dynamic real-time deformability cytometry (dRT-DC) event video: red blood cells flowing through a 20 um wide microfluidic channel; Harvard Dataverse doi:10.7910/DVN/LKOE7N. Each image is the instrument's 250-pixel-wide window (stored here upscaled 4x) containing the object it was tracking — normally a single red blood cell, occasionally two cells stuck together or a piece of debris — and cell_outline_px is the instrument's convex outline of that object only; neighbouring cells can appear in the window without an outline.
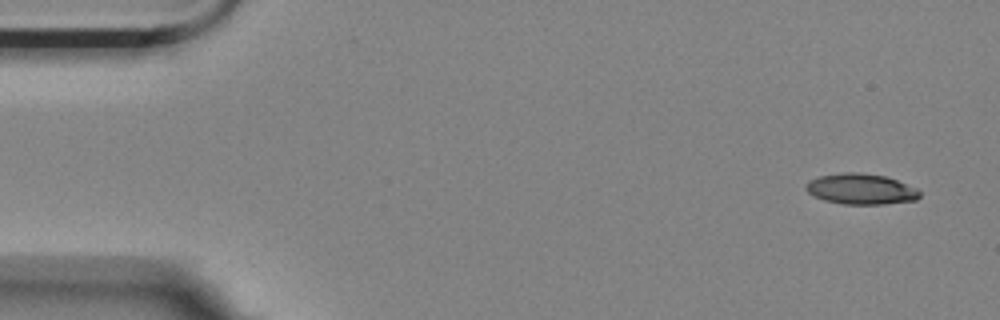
{"species": "Egyptian fruit bat (a non-hibernating species)", "species_latin": "Rousettus aegyptiacus", "temperature_condition": "room temperature", "stored_images_in_passage": 5, "camera_frame_rate_fps": 3000, "um_per_image_px": 0.085, "animal": {"sex": "female"}, "frame": {"image": 1, "passage_image": 1, "time_ms": 0.0, "image_size_px": [1000, 320], "cell_outline_px": [[920, 196], [916, 200], [884, 204], [844, 204], [824, 200], [808, 192], [804, 188], [804, 184], [808, 180], [820, 176], [844, 172], [860, 172], [884, 176], [896, 180], [916, 188], [920, 192]], "centroid_in_image_um": [73.15, 16.06], "position_along_channel_um": 11.8, "area_um2": 20.29}}
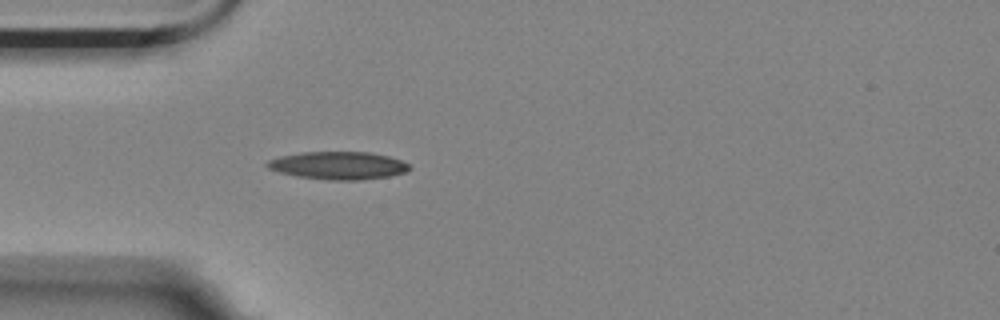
{"frame": {"image": 2, "passage_image": 5, "time_ms": 1.333, "image_size_px": [1000, 320], "cell_outline_px": [[412, 168], [408, 172], [388, 176], [360, 180], [332, 180], [296, 176], [280, 172], [268, 168], [264, 164], [268, 160], [280, 156], [304, 152], [368, 152], [388, 156], [400, 160], [408, 164]], "centroid_in_image_um": [28.76, 14.07], "position_along_channel_um": 56.2, "area_um2": 22.95}}